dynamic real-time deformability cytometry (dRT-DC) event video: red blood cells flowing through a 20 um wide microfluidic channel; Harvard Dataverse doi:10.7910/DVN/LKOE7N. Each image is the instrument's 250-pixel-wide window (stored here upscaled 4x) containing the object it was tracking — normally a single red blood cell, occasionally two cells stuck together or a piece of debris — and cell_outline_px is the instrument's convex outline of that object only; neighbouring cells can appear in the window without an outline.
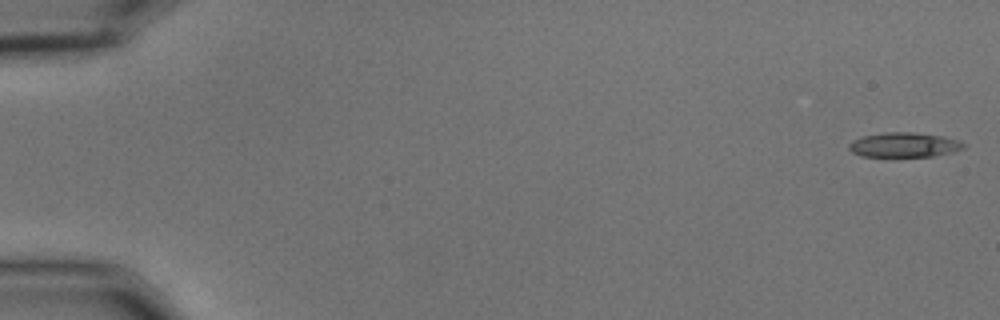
{"species": "common noctule bat (a hibernating species)", "species_latin": "Nyctalus noctula", "temperature_condition": "cold", "stored_images_in_passage": 56, "camera_frame_rate_fps": 3000, "um_per_image_px": 0.085, "animal": {"sex": "male", "body_mass_g": 15.6}, "frame": {"image": 1, "passage_image": 1, "time_ms": 0.0, "image_size_px": [1000, 320], "cell_outline_px": [[964, 148], [952, 152], [932, 156], [860, 156], [852, 152], [848, 148], [848, 144], [852, 140], [864, 136], [884, 132], [912, 132], [944, 136], [960, 140], [964, 144]], "centroid_in_image_um": [76.84, 12.3], "position_along_channel_um": 8.2, "area_um2": 16.47}}
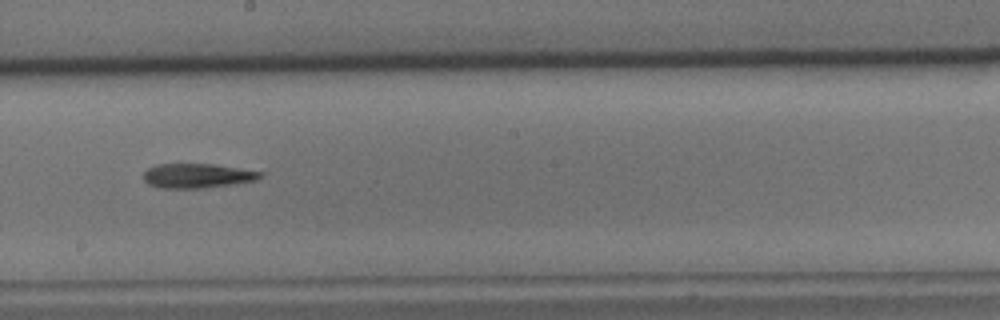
{"frame": {"image": 2, "passage_image": 32, "time_ms": 10.333, "image_size_px": [1000, 320], "cell_outline_px": [[264, 172], [256, 180], [232, 184], [204, 188], [160, 188], [148, 184], [144, 180], [144, 172], [148, 168], [156, 164], [212, 164]], "centroid_in_image_um": [16.73, 14.94], "position_along_channel_um": 231.5, "area_um2": 16.53}}
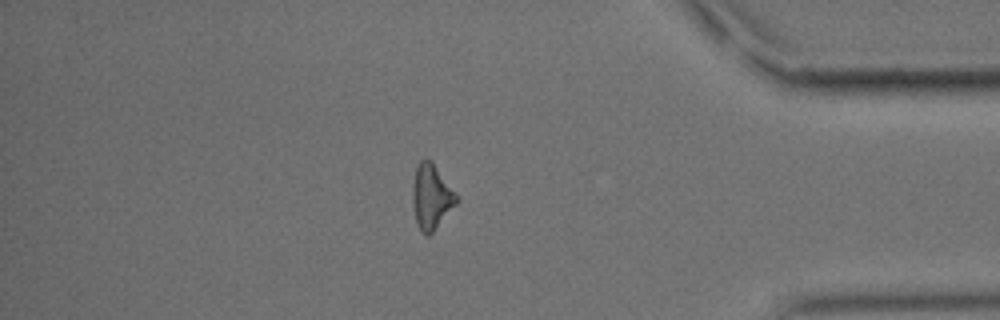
{"frame": {"image": 3, "passage_image": 48, "time_ms": 15.667, "image_size_px": [1000, 320], "cell_outline_px": [[460, 200], [432, 232], [428, 236], [424, 236], [420, 232], [416, 224], [412, 204], [412, 184], [416, 168], [420, 160], [432, 160]], "centroid_in_image_um": [36.64, 16.75], "position_along_channel_um": 398.6, "area_um2": 16.7}}